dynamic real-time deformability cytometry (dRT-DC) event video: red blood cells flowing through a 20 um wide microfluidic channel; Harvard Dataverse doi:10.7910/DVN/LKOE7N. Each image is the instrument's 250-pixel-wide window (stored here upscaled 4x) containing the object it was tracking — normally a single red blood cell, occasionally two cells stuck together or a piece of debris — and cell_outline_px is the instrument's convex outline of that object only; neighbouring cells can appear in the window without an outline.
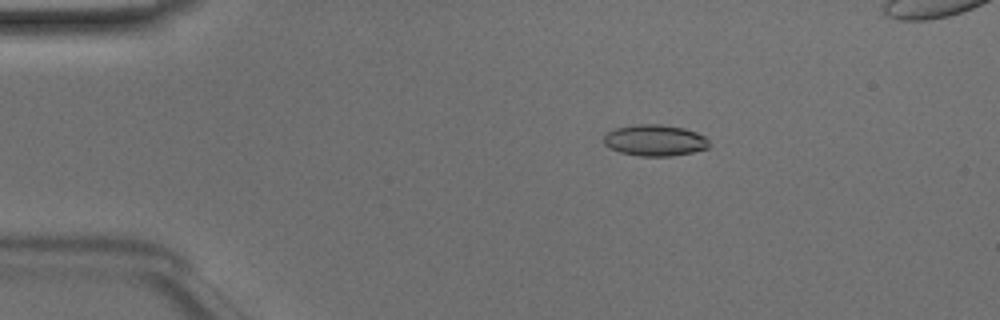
{"species": "Egyptian fruit bat (a non-hibernating species)", "species_latin": "Rousettus aegyptiacus", "temperature_condition": "room temperature", "stored_images_in_passage": 42, "camera_frame_rate_fps": 3000, "um_per_image_px": 0.085, "animal": {"sex": "male"}, "frame": {"image": 1, "passage_image": 4, "time_ms": 1.0, "image_size_px": [1000, 320], "cell_outline_px": [[708, 148], [692, 152], [672, 156], [640, 156], [620, 152], [608, 148], [604, 144], [604, 136], [608, 132], [616, 128], [636, 124], [660, 124], [684, 128], [696, 132], [704, 136], [708, 140]], "centroid_in_image_um": [55.65, 11.93], "position_along_channel_um": 29.4, "area_um2": 19.19}}
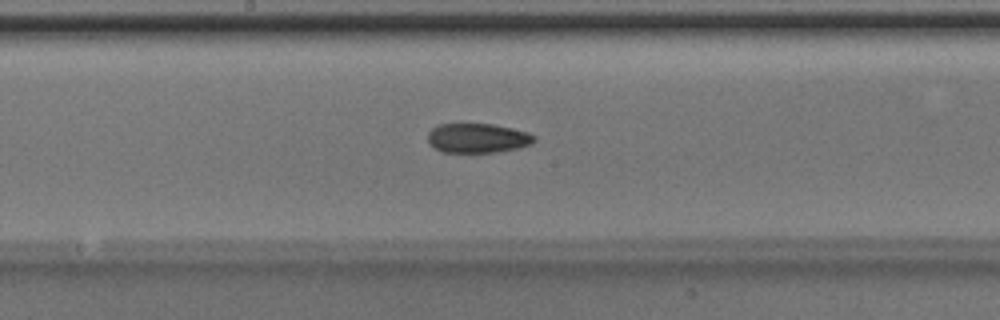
{"frame": {"image": 2, "passage_image": 21, "time_ms": 6.667, "image_size_px": [1000, 320], "cell_outline_px": [[536, 140], [532, 144], [520, 148], [500, 152], [440, 152], [428, 144], [428, 132], [432, 128], [440, 124], [492, 124], [512, 128], [528, 132], [536, 136]], "centroid_in_image_um": [40.61, 11.75], "position_along_channel_um": 207.6, "area_um2": 18.55}}
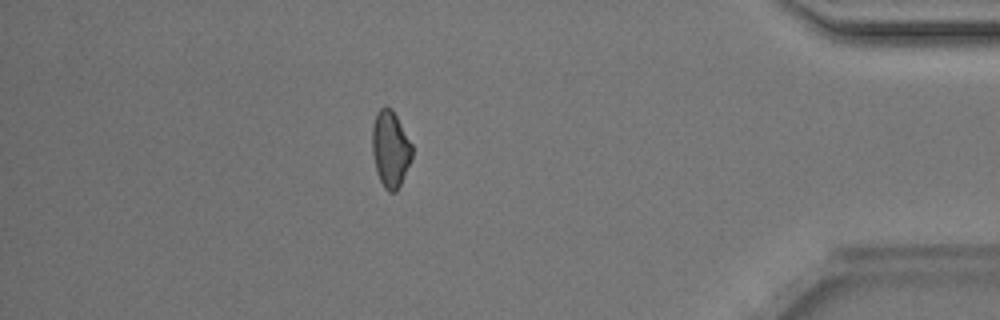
{"frame": {"image": 3, "passage_image": 38, "time_ms": 12.333, "image_size_px": [1000, 320], "cell_outline_px": [[412, 156], [400, 184], [396, 192], [388, 192], [384, 188], [380, 180], [376, 168], [372, 152], [372, 124], [376, 112], [384, 104], [392, 108], [412, 144]], "centroid_in_image_um": [33.16, 12.61], "position_along_channel_um": 402.0, "area_um2": 17.74}}